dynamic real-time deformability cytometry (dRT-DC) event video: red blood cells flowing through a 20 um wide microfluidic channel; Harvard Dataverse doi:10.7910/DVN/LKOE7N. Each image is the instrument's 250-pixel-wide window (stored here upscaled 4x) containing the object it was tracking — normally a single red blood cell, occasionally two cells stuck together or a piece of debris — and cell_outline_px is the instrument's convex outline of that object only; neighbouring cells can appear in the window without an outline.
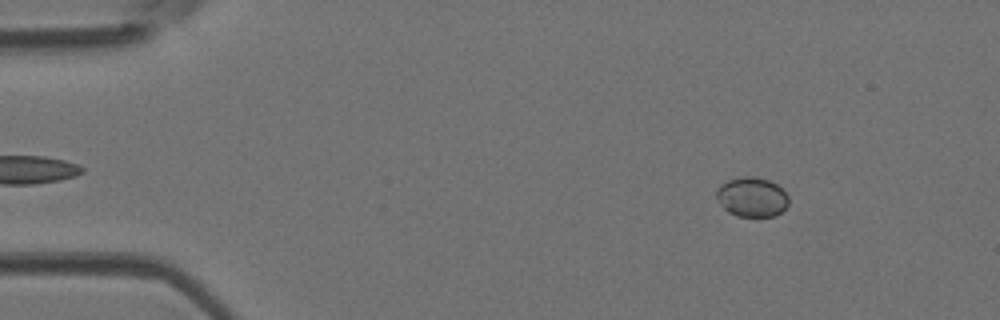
{"species": "Egyptian fruit bat (a non-hibernating species)", "species_latin": "Rousettus aegyptiacus", "temperature_condition": "room temperature", "stored_images_in_passage": 21, "camera_frame_rate_fps": 3000, "um_per_image_px": 0.085, "animal": {"sex": "female"}, "frame": {"image": 1, "passage_image": 6, "time_ms": 1.667, "image_size_px": [1000, 320], "cell_outline_px": [[788, 204], [776, 216], [736, 216], [728, 212], [724, 208], [716, 196], [716, 192], [720, 184], [728, 180], [744, 176], [752, 176], [768, 180], [776, 184], [788, 196]], "centroid_in_image_um": [63.9, 16.75], "position_along_channel_um": 21.1, "area_um2": 16.47}}
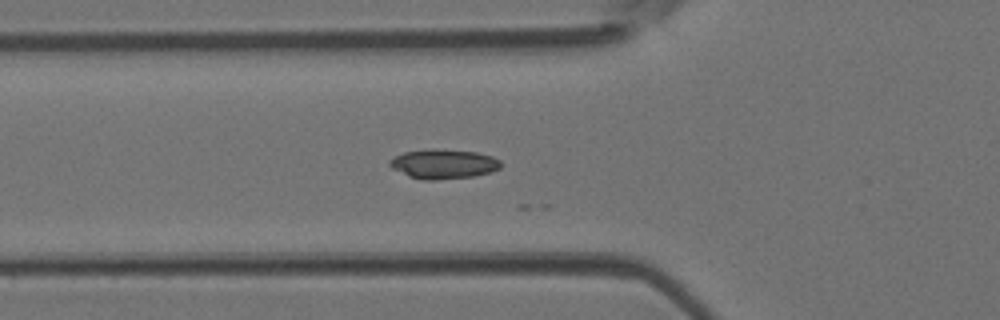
{"frame": {"image": 2, "passage_image": 16, "time_ms": 5.0, "image_size_px": [1000, 320], "cell_outline_px": [[500, 168], [492, 172], [472, 176], [436, 180], [424, 180], [408, 176], [392, 168], [388, 164], [388, 160], [404, 152], [432, 148], [476, 152], [492, 156], [500, 160]], "centroid_in_image_um": [37.68, 13.93], "position_along_channel_um": 88.1, "area_um2": 19.13}}
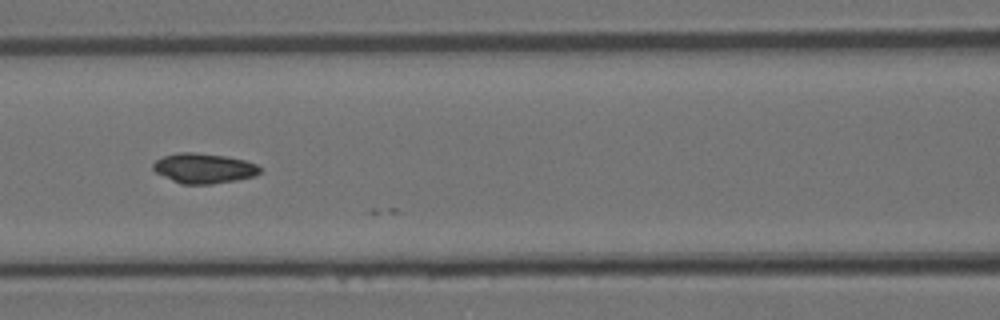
{"frame": {"image": 3, "passage_image": 20, "time_ms": 6.333, "image_size_px": [1000, 320], "cell_outline_px": [[260, 172], [256, 176], [236, 180], [212, 184], [180, 184], [156, 172], [152, 168], [152, 164], [156, 160], [164, 156], [180, 152], [192, 152], [228, 156], [244, 160], [256, 164], [260, 168]], "centroid_in_image_um": [17.33, 14.3], "position_along_channel_um": 149.3, "area_um2": 18.67}}